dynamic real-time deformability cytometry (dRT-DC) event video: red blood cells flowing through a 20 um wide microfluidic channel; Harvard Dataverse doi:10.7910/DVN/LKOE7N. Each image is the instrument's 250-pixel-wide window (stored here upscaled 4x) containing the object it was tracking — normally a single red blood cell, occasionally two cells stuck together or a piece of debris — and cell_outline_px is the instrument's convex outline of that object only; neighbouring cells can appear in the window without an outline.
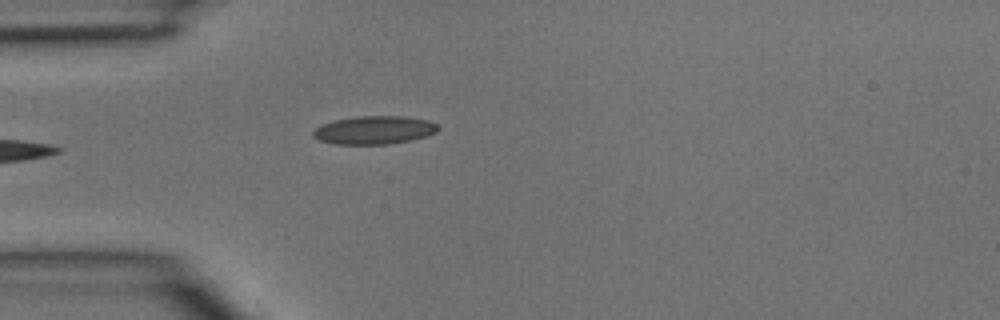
{"species": "common noctule bat (a hibernating species)", "species_latin": "Nyctalus noctula", "temperature_condition": "room temperature", "stored_images_in_passage": 4, "camera_frame_rate_fps": 3000, "um_per_image_px": 0.085, "animal": {"sex": "male", "body_mass_g": 15.6}, "frame": {"image": 1, "passage_image": 4, "time_ms": 1.0, "image_size_px": [1000, 320], "cell_outline_px": [[440, 128], [436, 132], [428, 136], [412, 140], [388, 144], [336, 144], [320, 140], [312, 136], [312, 132], [320, 124], [336, 120], [356, 116], [408, 116], [428, 120], [440, 124]], "centroid_in_image_um": [31.86, 11.05], "position_along_channel_um": 53.1, "area_um2": 20.81}}